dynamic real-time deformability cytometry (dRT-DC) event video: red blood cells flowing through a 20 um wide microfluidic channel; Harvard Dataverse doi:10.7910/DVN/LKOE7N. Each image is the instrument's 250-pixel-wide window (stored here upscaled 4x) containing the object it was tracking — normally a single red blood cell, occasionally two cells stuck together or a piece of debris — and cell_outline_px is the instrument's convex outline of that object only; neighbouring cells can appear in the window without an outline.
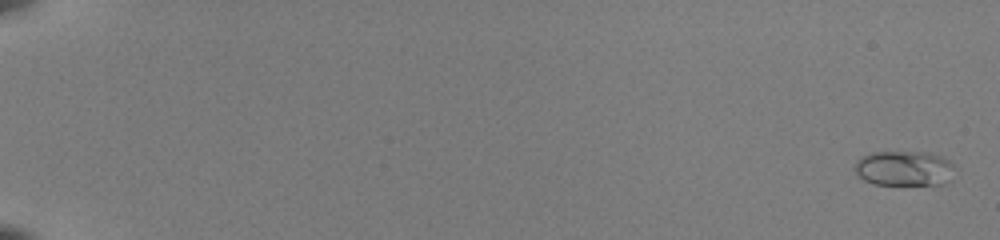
{"species": "common noctule bat (a hibernating species)", "species_latin": "Nyctalus noctula", "temperature_condition": "room temperature", "stored_images_in_passage": 54, "camera_frame_rate_fps": 3000, "um_per_image_px": 0.085, "animal": {"sex": "female", "body_mass_g": 22.0, "forearm_length_mm": 56.7}, "frame": {"image": 1, "passage_image": 2, "time_ms": 0.333, "image_size_px": [1000, 240], "cell_outline_px": [[952, 180], [944, 184], [876, 184], [864, 180], [856, 172], [856, 164], [860, 156], [872, 152], [928, 152], [940, 156], [948, 160], [952, 164]], "centroid_in_image_um": [76.87, 14.3], "position_along_channel_um": 8.1, "area_um2": 20.23}}
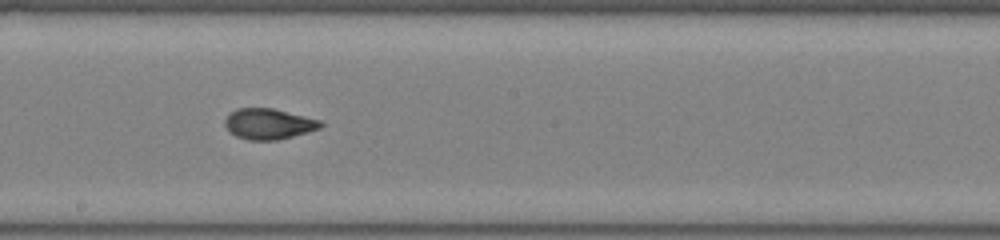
{"frame": {"image": 2, "passage_image": 34, "time_ms": 11.0, "image_size_px": [1000, 240], "cell_outline_px": [[324, 124], [320, 128], [308, 132], [276, 140], [248, 140], [236, 136], [228, 132], [224, 124], [224, 120], [236, 108], [272, 108], [320, 120]], "centroid_in_image_um": [22.81, 10.54], "position_along_channel_um": 225.4, "area_um2": 17.05}}
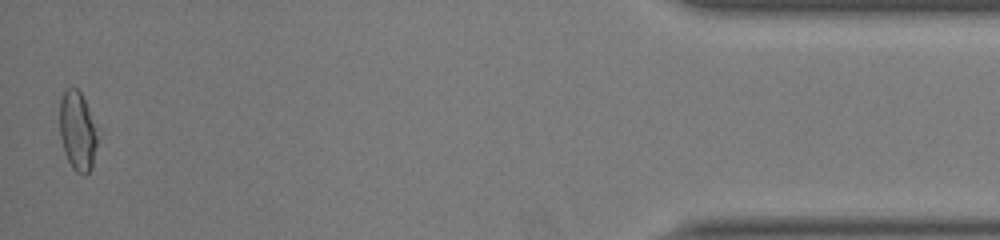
{"frame": {"image": 3, "passage_image": 54, "time_ms": 17.667, "image_size_px": [1000, 240], "cell_outline_px": [[100, 128], [92, 168], [84, 176], [76, 172], [72, 168], [64, 152], [60, 136], [60, 96], [68, 88], [76, 88], [80, 92]], "centroid_in_image_um": [6.63, 11.15], "position_along_channel_um": 428.6, "area_um2": 17.98}, "authors_computed_cell_mechanics": {"area_um2": 17.3978, "velocity_mm_per_s": 4.0196, "shape_relaxation_time_tau1_ms": 5.0619, "shape_relaxation_time_tau2_ms": 0.9761, "deformation_change_tau1": 0.1746, "deformation_change_tau2": 0.0606}}